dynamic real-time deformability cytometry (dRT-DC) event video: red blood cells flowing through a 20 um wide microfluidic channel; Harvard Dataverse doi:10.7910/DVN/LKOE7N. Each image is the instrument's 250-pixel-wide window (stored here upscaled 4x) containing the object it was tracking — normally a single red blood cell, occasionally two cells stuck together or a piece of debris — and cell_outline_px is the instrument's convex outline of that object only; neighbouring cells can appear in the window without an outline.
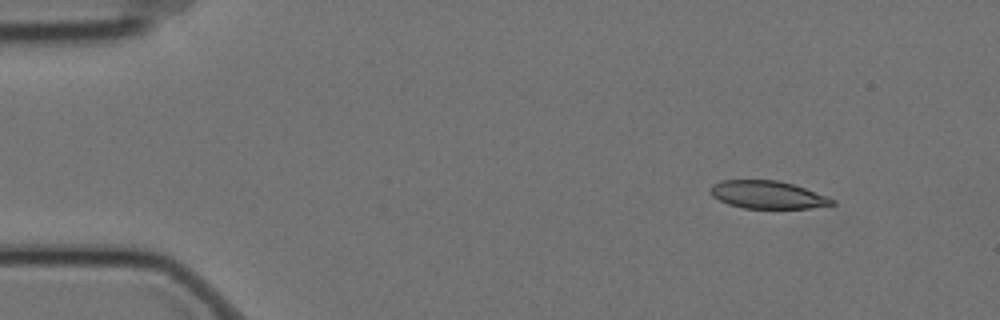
{"species": "Egyptian fruit bat (a non-hibernating species)", "species_latin": "Rousettus aegyptiacus", "temperature_condition": "cold", "stored_images_in_passage": 4, "camera_frame_rate_fps": 3000, "um_per_image_px": 0.085, "animal": {"sex": "female"}, "frame": {"image": 1, "passage_image": 2, "time_ms": 0.333, "image_size_px": [1000, 320], "cell_outline_px": [[836, 204], [808, 208], [744, 208], [728, 204], [712, 196], [708, 192], [708, 188], [712, 184], [720, 180], [776, 180], [792, 184], [828, 196], [836, 200]], "centroid_in_image_um": [65.21, 16.55], "position_along_channel_um": 19.8, "area_um2": 19.77}}